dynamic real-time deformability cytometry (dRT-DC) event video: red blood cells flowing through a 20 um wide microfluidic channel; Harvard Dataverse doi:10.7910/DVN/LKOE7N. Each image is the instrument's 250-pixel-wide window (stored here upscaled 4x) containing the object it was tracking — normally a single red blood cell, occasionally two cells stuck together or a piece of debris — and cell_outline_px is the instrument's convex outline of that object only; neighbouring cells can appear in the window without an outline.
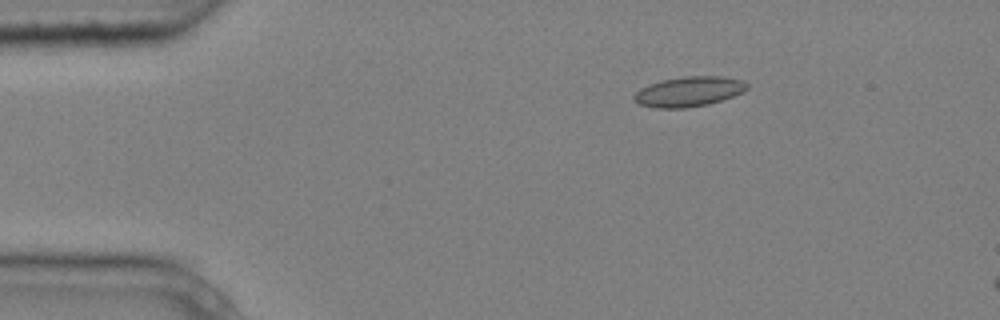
{"species": "common noctule bat (a hibernating species)", "species_latin": "Nyctalus noctula", "temperature_condition": "cold", "stored_images_in_passage": 4, "camera_frame_rate_fps": 3000, "um_per_image_px": 0.085, "animal": {"sex": "male", "body_mass_g": 20.4}, "frame": {"image": 1, "passage_image": 2, "time_ms": 0.333, "image_size_px": [1000, 320], "cell_outline_px": [[748, 88], [744, 92], [708, 104], [684, 108], [652, 108], [640, 104], [632, 96], [640, 88], [648, 84], [660, 80], [684, 76], [720, 76], [744, 80], [748, 84]], "centroid_in_image_um": [58.55, 7.77], "position_along_channel_um": 26.5, "area_um2": 19.83}}
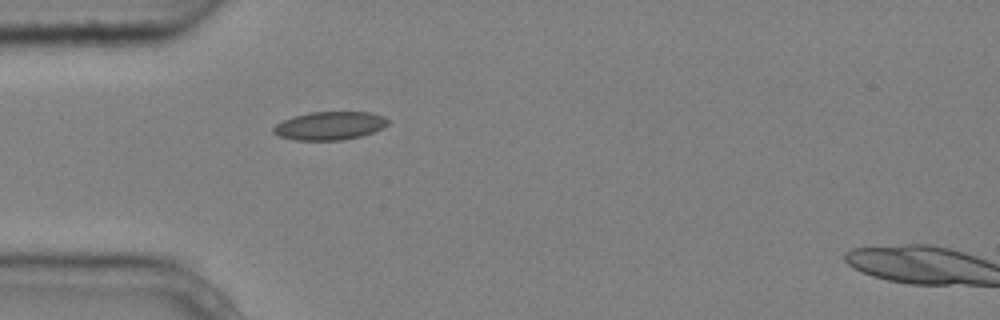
{"frame": {"image": 2, "passage_image": 4, "time_ms": 1.0, "image_size_px": [1000, 320], "cell_outline_px": [[388, 124], [372, 132], [360, 136], [340, 140], [296, 140], [280, 136], [272, 132], [272, 128], [276, 124], [292, 116], [308, 112], [372, 112], [384, 116], [388, 120]], "centroid_in_image_um": [28.0, 10.67], "position_along_channel_um": 57.0, "area_um2": 18.79}}